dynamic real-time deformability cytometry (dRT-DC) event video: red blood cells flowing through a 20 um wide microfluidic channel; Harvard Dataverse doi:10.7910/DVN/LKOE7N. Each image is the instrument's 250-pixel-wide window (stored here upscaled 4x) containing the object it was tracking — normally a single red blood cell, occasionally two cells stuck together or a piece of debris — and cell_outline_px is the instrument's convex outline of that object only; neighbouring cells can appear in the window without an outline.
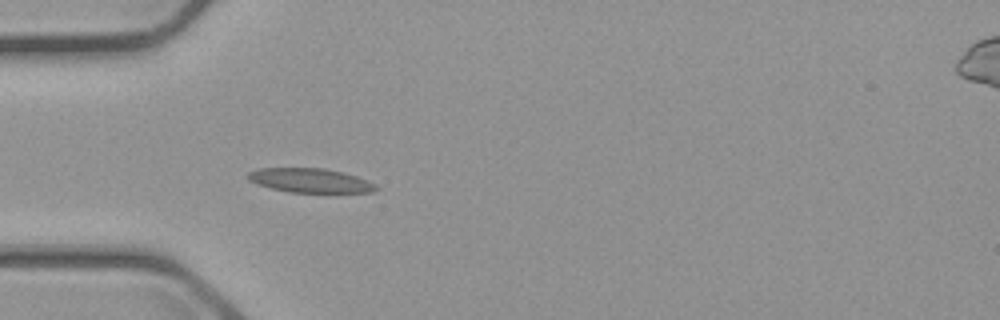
{"species": "common noctule bat (a hibernating species)", "species_latin": "Nyctalus noctula", "temperature_condition": "cold", "stored_images_in_passage": 2, "camera_frame_rate_fps": 3000, "um_per_image_px": 0.085, "animal": {"sex": "male", "body_mass_g": 23.1, "forearm_length_mm": 52.7}, "frame": {"image": 1, "passage_image": 2, "time_ms": 5.0, "image_size_px": [1000, 320], "cell_outline_px": [[380, 188], [372, 192], [288, 192], [256, 184], [248, 180], [244, 176], [248, 172], [260, 168], [324, 168], [344, 172], [368, 180], [376, 184]], "centroid_in_image_um": [26.35, 15.33], "position_along_channel_um": 58.6, "area_um2": 18.21}}